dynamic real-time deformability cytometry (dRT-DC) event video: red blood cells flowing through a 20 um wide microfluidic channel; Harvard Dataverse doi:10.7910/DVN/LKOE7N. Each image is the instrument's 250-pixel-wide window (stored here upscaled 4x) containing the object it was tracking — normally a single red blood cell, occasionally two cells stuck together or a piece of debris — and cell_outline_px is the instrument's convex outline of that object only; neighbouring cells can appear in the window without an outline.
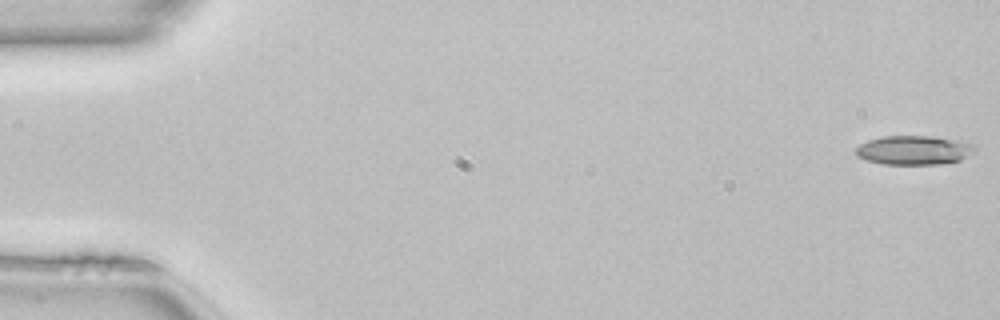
{"species": "common noctule bat (a hibernating species)", "species_latin": "Nyctalus noctula", "temperature_condition": "room temperature", "stored_images_in_passage": 50, "camera_frame_rate_fps": 3000, "um_per_image_px": 0.085, "animal": {"sex": "female", "body_mass_g": 22.7, "forearm_length_mm": 54.2}, "frame": {"image": 1, "passage_image": 1, "time_ms": 0.0, "image_size_px": [1000, 320], "cell_outline_px": [[976, 148], [972, 152], [960, 160], [940, 164], [880, 164], [864, 160], [856, 156], [856, 148], [860, 144], [868, 140], [884, 136], [932, 136], [972, 144]], "centroid_in_image_um": [77.6, 12.77], "position_along_channel_um": 7.4, "area_um2": 20.0}}
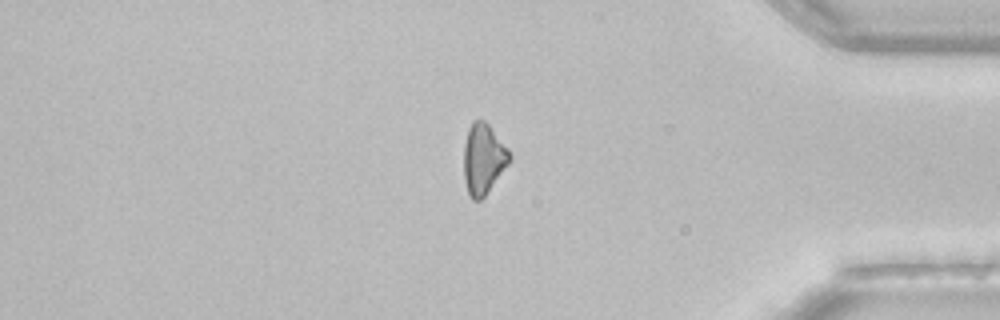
{"frame": {"image": 2, "passage_image": 42, "time_ms": 13.667, "image_size_px": [1000, 320], "cell_outline_px": [[512, 160], [484, 196], [480, 200], [472, 200], [468, 192], [464, 176], [464, 144], [468, 128], [472, 120], [484, 120], [488, 124], [508, 148], [512, 156]], "centroid_in_image_um": [41.09, 13.48], "position_along_channel_um": 394.1, "area_um2": 18.79}}
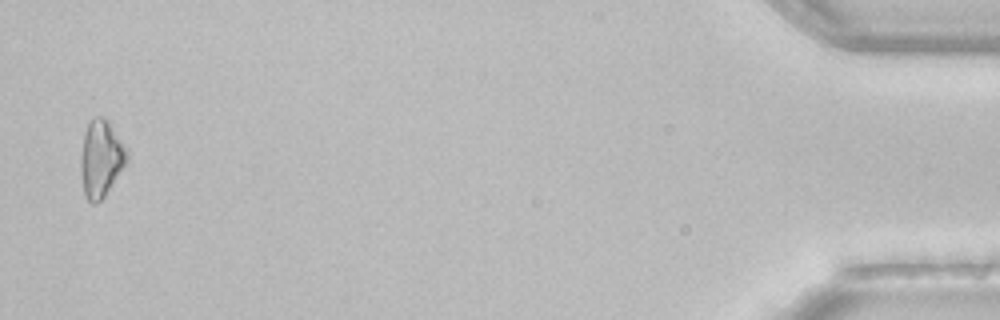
{"frame": {"image": 3, "passage_image": 49, "time_ms": 16.0, "image_size_px": [1000, 320], "cell_outline_px": [[128, 160], [104, 196], [96, 204], [92, 204], [84, 196], [80, 168], [80, 156], [84, 132], [88, 120], [92, 116], [104, 116], [108, 120], [128, 148]], "centroid_in_image_um": [8.57, 13.42], "position_along_channel_um": 426.6, "area_um2": 21.1}, "authors_computed_cell_mechanics": {"area_um2": 20.0566, "velocity_mm_per_s": 4.1468, "shape_relaxation_time_tau1_ms": 6.1082, "shape_relaxation_time_tau2_ms": null, "deformation_change_tau1": 0.1424, "deformation_change_tau2": null}}